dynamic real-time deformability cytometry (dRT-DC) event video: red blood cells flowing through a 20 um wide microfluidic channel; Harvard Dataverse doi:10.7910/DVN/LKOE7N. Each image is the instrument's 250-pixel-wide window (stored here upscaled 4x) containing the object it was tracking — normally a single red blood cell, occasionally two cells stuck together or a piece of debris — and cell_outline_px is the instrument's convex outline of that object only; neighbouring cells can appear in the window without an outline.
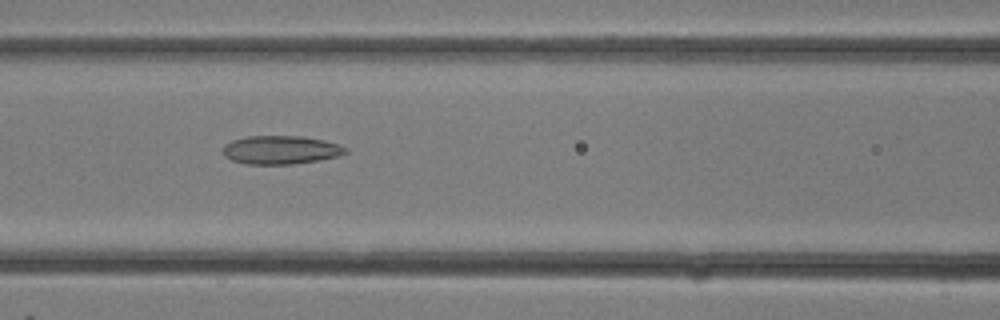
{"species": "common noctule bat (a hibernating species)", "species_latin": "Nyctalus noctula", "temperature_condition": "room temperature", "stored_images_in_passage": 21, "camera_frame_rate_fps": 3000, "um_per_image_px": 0.085, "animal": {"sex": "female"}, "frame": {"image": 1, "passage_image": 5, "time_ms": 1.333, "image_size_px": [1000, 320], "cell_outline_px": [[348, 152], [340, 156], [320, 160], [292, 164], [244, 164], [232, 160], [224, 156], [224, 144], [232, 140], [248, 136], [304, 136], [324, 140], [340, 144], [348, 148]], "centroid_in_image_um": [23.91, 12.74], "position_along_channel_um": 142.7, "area_um2": 20.58}}
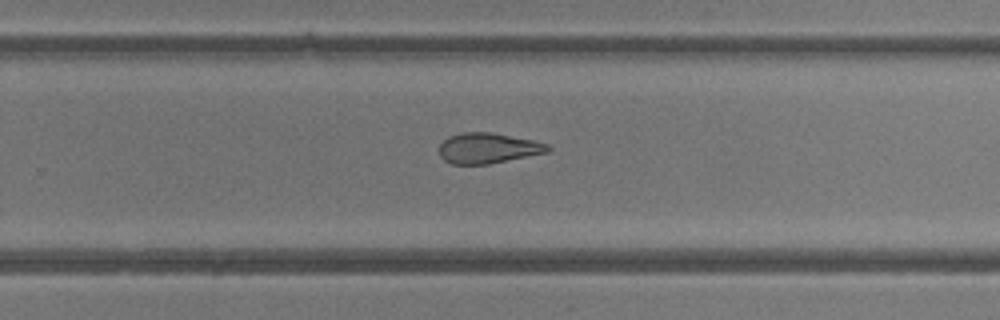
{"frame": {"image": 2, "passage_image": 11, "time_ms": 3.333, "image_size_px": [1000, 320], "cell_outline_px": [[552, 148], [548, 152], [488, 164], [452, 164], [444, 160], [440, 156], [440, 144], [448, 136], [464, 132], [492, 132], [532, 140], [548, 144]], "centroid_in_image_um": [41.47, 12.59], "position_along_channel_um": 288.3, "area_um2": 19.19}}
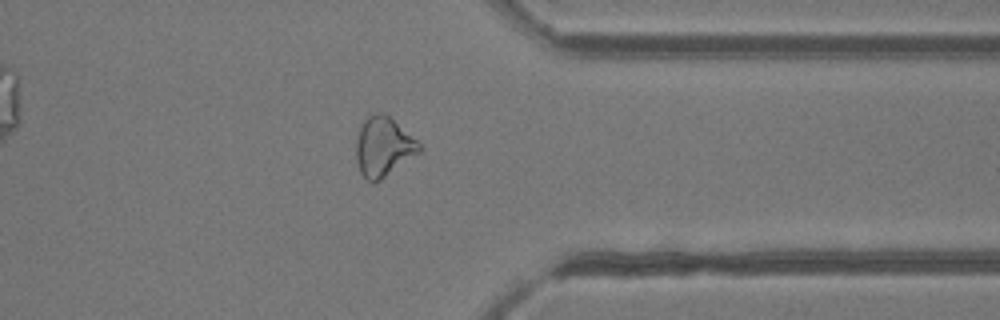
{"frame": {"image": 3, "passage_image": 15, "time_ms": 4.667, "image_size_px": [1000, 320], "cell_outline_px": [[424, 148], [420, 152], [380, 180], [372, 184], [360, 172], [356, 160], [356, 140], [360, 128], [364, 120], [372, 112], [384, 112], [416, 140]], "centroid_in_image_um": [32.57, 12.47], "position_along_channel_um": 378.8, "area_um2": 21.73}}